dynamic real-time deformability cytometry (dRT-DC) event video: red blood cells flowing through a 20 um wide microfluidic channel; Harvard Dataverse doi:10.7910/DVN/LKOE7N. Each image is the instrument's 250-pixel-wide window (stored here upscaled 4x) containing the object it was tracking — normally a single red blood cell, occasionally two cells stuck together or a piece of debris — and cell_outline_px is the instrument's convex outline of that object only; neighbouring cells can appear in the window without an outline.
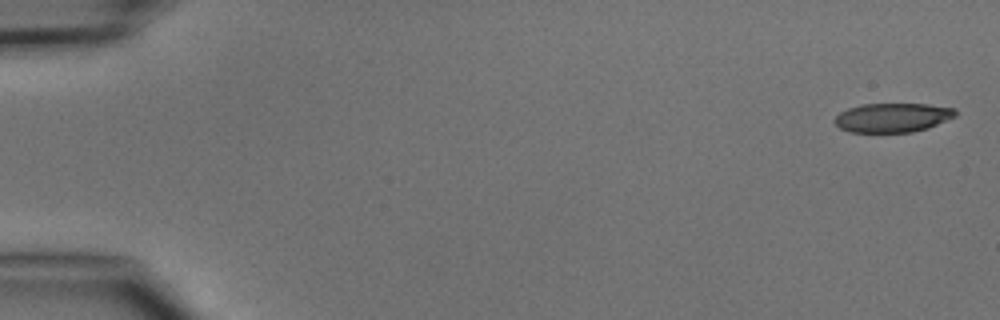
{"species": "common noctule bat (a hibernating species)", "species_latin": "Nyctalus noctula", "temperature_condition": "cold", "stored_images_in_passage": 5, "camera_frame_rate_fps": 3000, "um_per_image_px": 0.085, "animal": {"sex": "male", "body_mass_g": 15.6}, "frame": {"image": 1, "passage_image": 1, "time_ms": 0.0, "image_size_px": [1000, 320], "cell_outline_px": [[956, 116], [928, 128], [912, 132], [848, 132], [840, 128], [832, 120], [840, 112], [848, 108], [860, 104], [928, 104], [956, 108]], "centroid_in_image_um": [75.86, 9.99], "position_along_channel_um": 9.1, "area_um2": 20.63}}
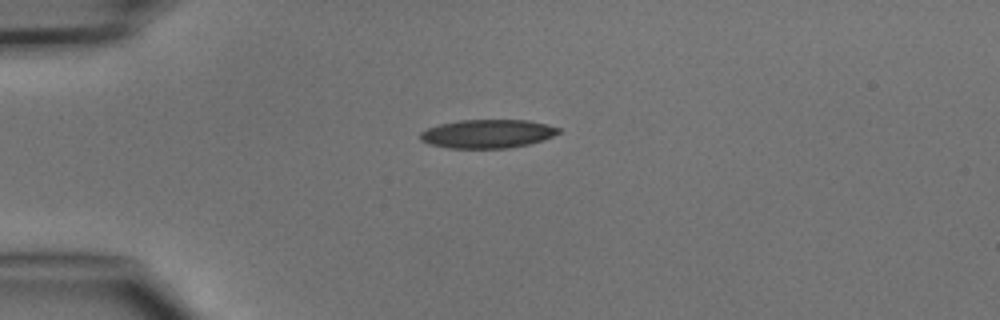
{"frame": {"image": 2, "passage_image": 4, "time_ms": 3.667, "image_size_px": [1000, 320], "cell_outline_px": [[560, 132], [544, 140], [528, 144], [508, 148], [448, 148], [428, 144], [420, 140], [420, 132], [428, 128], [440, 124], [460, 120], [528, 120], [560, 128]], "centroid_in_image_um": [41.41, 11.37], "position_along_channel_um": 43.6, "area_um2": 23.0}}